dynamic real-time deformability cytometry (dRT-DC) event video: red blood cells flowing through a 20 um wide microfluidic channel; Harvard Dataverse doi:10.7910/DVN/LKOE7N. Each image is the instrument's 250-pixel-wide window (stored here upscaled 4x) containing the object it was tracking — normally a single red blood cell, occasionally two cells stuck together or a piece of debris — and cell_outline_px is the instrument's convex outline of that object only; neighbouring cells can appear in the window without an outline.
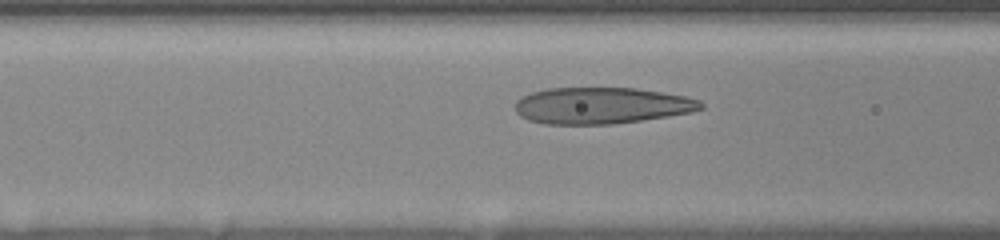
{"species": "human", "species_latin": "Homo sapiens", "temperature_condition": "room temperature", "stored_images_in_passage": 50, "camera_frame_rate_fps": 3000, "um_per_image_px": 0.085, "donor": {"sex": "female"}, "frame": {"image": 1, "passage_image": 10, "time_ms": 1.333, "image_size_px": [1000, 240], "cell_outline_px": [[704, 108], [692, 112], [668, 116], [612, 124], [544, 124], [528, 120], [520, 116], [516, 112], [516, 100], [532, 92], [548, 88], [636, 88], [684, 96], [700, 100], [704, 104]], "centroid_in_image_um": [51.13, 8.98], "position_along_channel_um": 115.5, "area_um2": 39.36}}
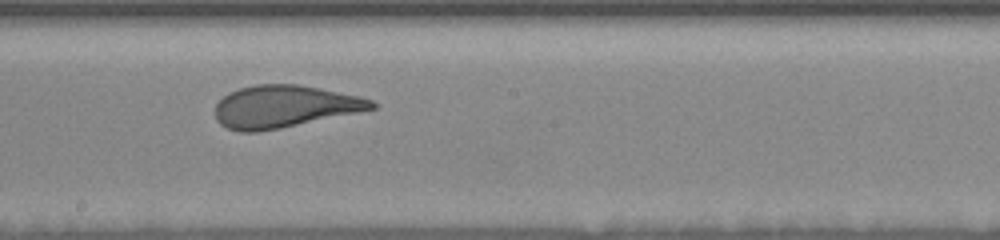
{"frame": {"image": 2, "passage_image": 24, "time_ms": 4.333, "image_size_px": [1000, 240], "cell_outline_px": [[376, 108], [280, 128], [256, 132], [240, 132], [228, 128], [220, 124], [216, 120], [216, 104], [228, 92], [240, 88], [256, 84], [296, 84], [320, 88], [360, 96], [372, 100], [376, 104]], "centroid_in_image_um": [24.14, 9.05], "position_along_channel_um": 224.1, "area_um2": 38.26}}
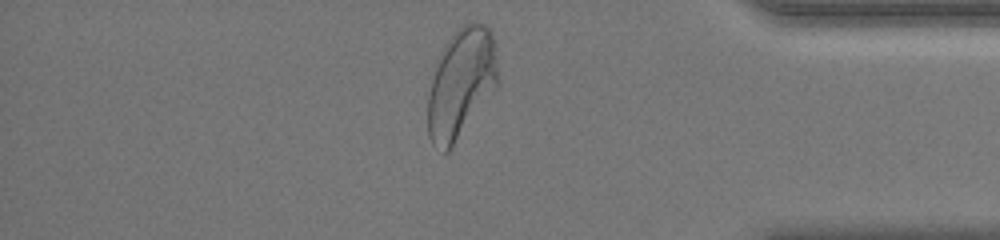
{"frame": {"image": 3, "passage_image": 47, "time_ms": 9.667, "image_size_px": [1000, 240], "cell_outline_px": [[500, 80], [448, 152], [444, 152], [432, 144], [428, 136], [428, 96], [432, 80], [444, 44], [468, 20], [476, 20], [484, 24], [492, 32], [496, 40], [500, 76]], "centroid_in_image_um": [39.24, 7.01], "position_along_channel_um": 396.0, "area_um2": 44.62}}